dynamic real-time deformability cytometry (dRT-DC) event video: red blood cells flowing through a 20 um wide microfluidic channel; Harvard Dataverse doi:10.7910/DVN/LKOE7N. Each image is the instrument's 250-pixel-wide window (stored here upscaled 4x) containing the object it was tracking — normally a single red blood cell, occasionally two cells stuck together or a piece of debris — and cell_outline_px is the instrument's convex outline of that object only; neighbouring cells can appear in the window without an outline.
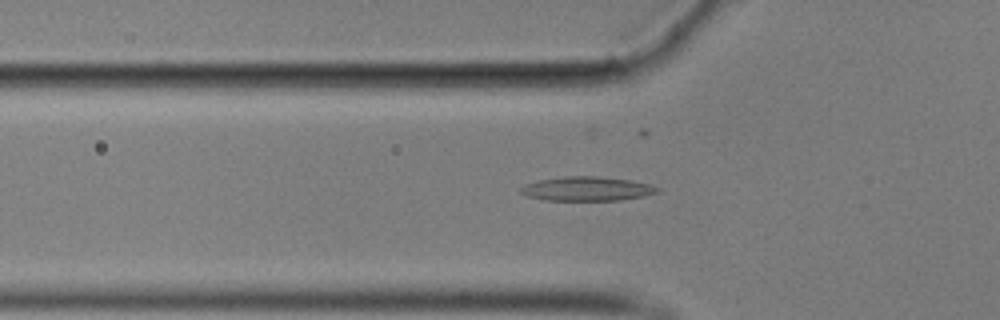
{"species": "common noctule bat (a hibernating species)", "species_latin": "Nyctalus noctula", "temperature_condition": "cold", "stored_images_in_passage": 44, "camera_frame_rate_fps": 3000, "um_per_image_px": 0.085, "animal": {"sex": "male", "body_mass_g": 17.9}, "frame": {"image": 1, "passage_image": 6, "time_ms": 1.667, "image_size_px": [1000, 320], "cell_outline_px": [[660, 192], [644, 196], [620, 200], [544, 200], [528, 196], [520, 192], [520, 188], [524, 184], [540, 180], [564, 176], [596, 176], [628, 180], [648, 184], [660, 188]], "centroid_in_image_um": [49.89, 16.05], "position_along_channel_um": 75.9, "area_um2": 19.13}}
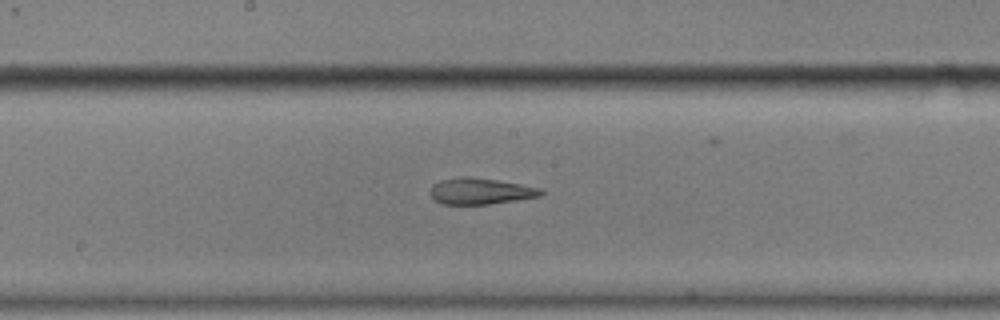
{"frame": {"image": 2, "passage_image": 17, "time_ms": 5.333, "image_size_px": [1000, 320], "cell_outline_px": [[544, 192], [540, 196], [516, 200], [488, 204], [444, 204], [436, 200], [428, 192], [432, 184], [440, 180], [464, 176], [468, 176], [496, 180], [520, 184], [540, 188]], "centroid_in_image_um": [40.8, 16.24], "position_along_channel_um": 207.4, "area_um2": 16.82}}
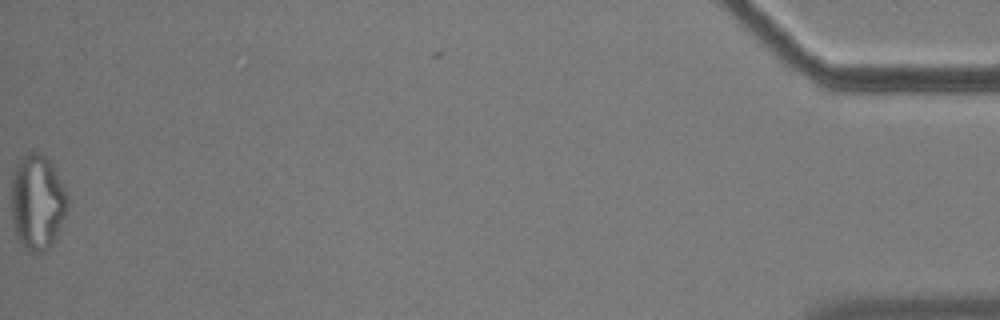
{"frame": {"image": 3, "passage_image": 44, "time_ms": 14.333, "image_size_px": [1000, 320], "cell_outline_px": [[68, 208], [56, 236], [48, 248], [44, 252], [32, 252], [16, 236], [12, 220], [12, 172], [16, 164], [28, 152], [40, 152], [52, 164], [68, 196]], "centroid_in_image_um": [3.17, 17.16], "position_along_channel_um": 432.0, "area_um2": 30.87}, "authors_computed_cell_mechanics": {"area_um2": 18.3226, "velocity_mm_per_s": 3.5605, "shape_relaxation_time_tau1_ms": null, "shape_relaxation_time_tau2_ms": 3.1969, "deformation_change_tau1": null, "deformation_change_tau2": 0.096}}